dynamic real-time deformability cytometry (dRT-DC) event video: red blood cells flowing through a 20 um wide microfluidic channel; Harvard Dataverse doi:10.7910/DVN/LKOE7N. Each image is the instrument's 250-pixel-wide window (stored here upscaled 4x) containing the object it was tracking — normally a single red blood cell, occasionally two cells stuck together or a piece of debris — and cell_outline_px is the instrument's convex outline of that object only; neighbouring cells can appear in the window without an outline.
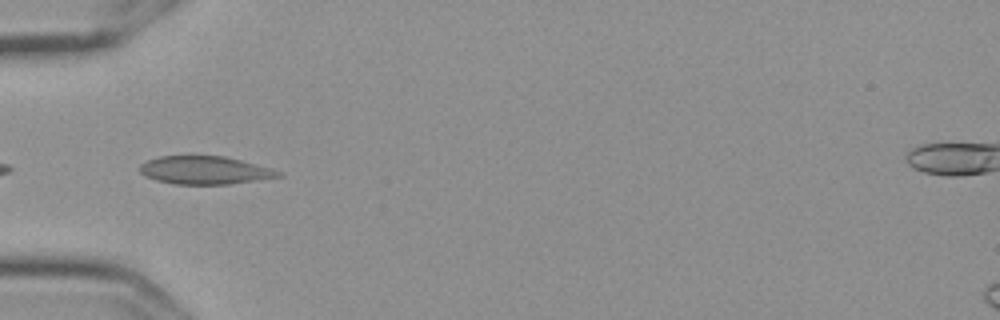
{"species": "Egyptian fruit bat (a non-hibernating species)", "species_latin": "Rousettus aegyptiacus", "temperature_condition": "cold", "stored_images_in_passage": 14, "camera_frame_rate_fps": 3000, "um_per_image_px": 0.085, "frame": {"image": 1, "passage_image": 1, "time_ms": 0.0, "image_size_px": [1000, 320], "cell_outline_px": [[284, 176], [228, 184], [176, 184], [156, 180], [144, 176], [140, 172], [140, 164], [148, 160], [160, 156], [224, 156], [272, 168], [280, 172]], "centroid_in_image_um": [17.4, 14.47], "position_along_channel_um": 67.6, "area_um2": 22.48}}